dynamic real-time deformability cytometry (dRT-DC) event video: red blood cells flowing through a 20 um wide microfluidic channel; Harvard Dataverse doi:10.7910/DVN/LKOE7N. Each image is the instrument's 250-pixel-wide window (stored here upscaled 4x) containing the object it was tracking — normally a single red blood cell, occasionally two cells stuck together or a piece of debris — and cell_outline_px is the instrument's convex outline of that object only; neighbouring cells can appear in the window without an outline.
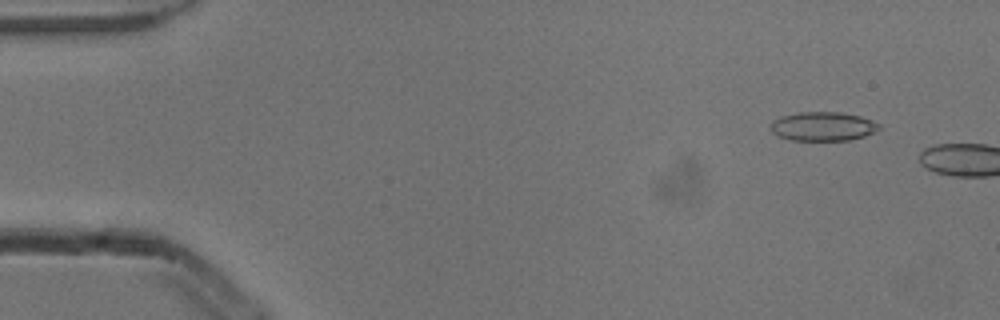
{"species": "common noctule bat (a hibernating species)", "species_latin": "Nyctalus noctula", "temperature_condition": "cold", "stored_images_in_passage": 3, "camera_frame_rate_fps": 3000, "um_per_image_px": 0.085, "animal": {"sex": "male", "body_mass_g": 13.3}, "frame": {"image": 1, "passage_image": 2, "time_ms": 0.333, "image_size_px": [1000, 320], "cell_outline_px": [[880, 128], [864, 136], [848, 140], [788, 140], [776, 136], [772, 132], [772, 120], [780, 116], [800, 112], [840, 112], [860, 116], [872, 120], [880, 124]], "centroid_in_image_um": [69.92, 10.74], "position_along_channel_um": 15.1, "area_um2": 18.32}}